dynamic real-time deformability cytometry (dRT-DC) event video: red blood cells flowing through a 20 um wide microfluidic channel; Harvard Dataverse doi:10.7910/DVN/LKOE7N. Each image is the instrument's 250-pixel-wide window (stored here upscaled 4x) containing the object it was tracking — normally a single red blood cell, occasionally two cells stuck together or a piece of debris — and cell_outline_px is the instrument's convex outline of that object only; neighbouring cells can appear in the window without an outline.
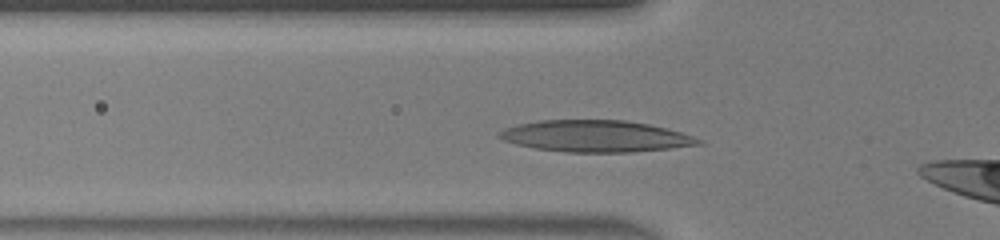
{"species": "human", "species_latin": "Homo sapiens", "temperature_condition": "warm", "stored_images_in_passage": 29, "camera_frame_rate_fps": 3000, "um_per_image_px": 0.085, "donor": {"sex": "male"}, "frame": {"image": 1, "passage_image": 2, "time_ms": 0.333, "image_size_px": [1000, 240], "cell_outline_px": [[704, 144], [632, 152], [568, 152], [536, 148], [516, 144], [504, 140], [496, 136], [496, 132], [504, 128], [516, 124], [540, 120], [624, 120], [648, 124], [680, 132], [704, 140]], "centroid_in_image_um": [50.58, 11.57], "position_along_channel_um": 75.2, "area_um2": 36.59}}
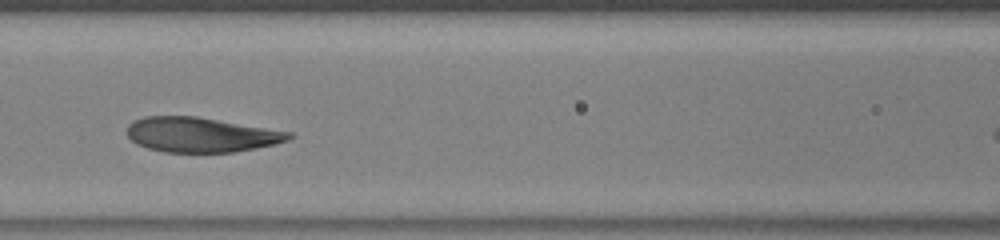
{"frame": {"image": 2, "passage_image": 7, "time_ms": 2.0, "image_size_px": [1000, 240], "cell_outline_px": [[296, 136], [288, 140], [276, 144], [256, 148], [232, 152], [164, 152], [148, 148], [136, 144], [128, 136], [128, 124], [132, 120], [144, 116], [196, 116], [292, 132]], "centroid_in_image_um": [17.09, 11.45], "position_along_channel_um": 149.5, "area_um2": 32.95}}
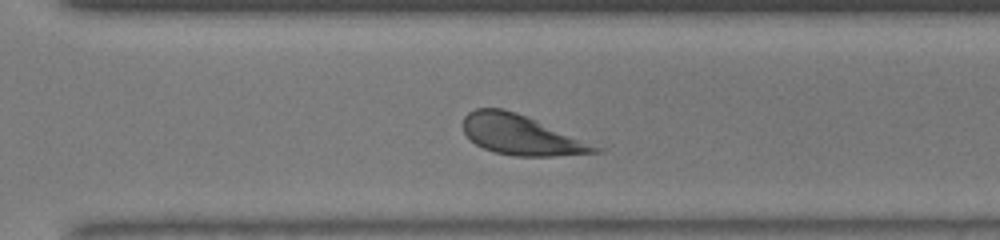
{"frame": {"image": 3, "passage_image": 19, "time_ms": 6.0, "image_size_px": [1000, 240], "cell_outline_px": [[608, 148], [604, 152], [552, 156], [512, 156], [496, 152], [484, 148], [476, 144], [464, 132], [464, 116], [468, 112], [476, 108], [504, 108], [516, 112]], "centroid_in_image_um": [44.41, 11.48], "position_along_channel_um": 326.2, "area_um2": 31.04}, "authors_computed_cell_mechanics": {"area_um2": 34.2176, "velocity_mm_per_s": 4.4179, "shape_relaxation_time_tau1_ms": 2.1683, "shape_relaxation_time_tau2_ms": 1.3961, "deformation_change_tau1": 0.1619, "deformation_change_tau2": 0.1023}}